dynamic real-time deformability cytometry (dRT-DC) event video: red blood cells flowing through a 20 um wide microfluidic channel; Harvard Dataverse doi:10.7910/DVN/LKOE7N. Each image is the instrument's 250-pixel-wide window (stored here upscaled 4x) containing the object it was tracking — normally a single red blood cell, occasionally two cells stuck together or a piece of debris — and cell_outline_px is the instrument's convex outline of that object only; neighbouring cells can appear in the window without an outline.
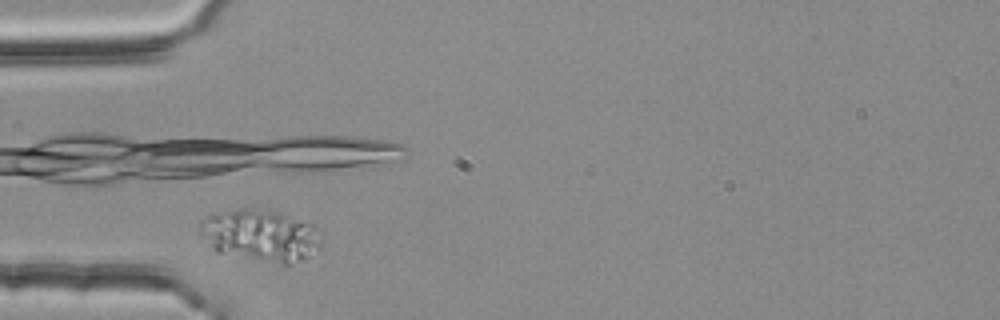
{"species": "common noctule bat (a hibernating species)", "species_latin": "Nyctalus noctula", "temperature_condition": "room temperature", "stored_images_in_passage": 51, "camera_frame_rate_fps": 3000, "um_per_image_px": 0.085, "animal": {"sex": "female", "body_mass_g": 25.1}, "frame": {"image": 1, "passage_image": 16, "time_ms": 5.0, "image_size_px": [1000, 320], "cell_outline_px": [[320, 248], [304, 260], [288, 264], [280, 264], [216, 252], [212, 248], [200, 232], [200, 220], [208, 216], [240, 208], [248, 208], [280, 212], [316, 224], [320, 228]], "centroid_in_image_um": [22.22, 20.01], "position_along_channel_um": 62.8, "area_um2": 36.82}}